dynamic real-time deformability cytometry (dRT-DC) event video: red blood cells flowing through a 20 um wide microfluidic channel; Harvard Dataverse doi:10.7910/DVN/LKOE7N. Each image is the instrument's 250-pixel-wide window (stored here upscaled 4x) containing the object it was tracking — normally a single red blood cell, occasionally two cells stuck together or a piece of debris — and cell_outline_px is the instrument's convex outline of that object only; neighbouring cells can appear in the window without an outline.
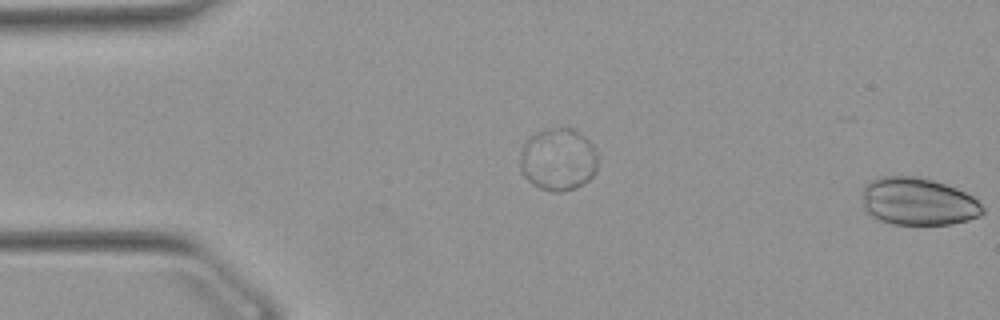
{"species": "Egyptian fruit bat (a non-hibernating species)", "species_latin": "Rousettus aegyptiacus", "temperature_condition": "warm", "stored_images_in_passage": 12, "segment_of_instrument_passage": [2, 2], "camera_frame_rate_fps": 3000, "um_per_image_px": 0.085, "animal": {"sex": "female"}, "frame": {"image": 1, "passage_image": 12, "time_ms": 3.667, "image_size_px": [1000, 320], "cell_outline_px": [[984, 212], [980, 216], [968, 220], [952, 224], [892, 224], [880, 220], [872, 216], [864, 208], [860, 192], [864, 184], [868, 180], [880, 176], [912, 176], [932, 180], [956, 188], [972, 196], [984, 208]], "centroid_in_image_um": [77.98, 17.12], "position_along_channel_um": 7.0, "area_um2": 33.58}}